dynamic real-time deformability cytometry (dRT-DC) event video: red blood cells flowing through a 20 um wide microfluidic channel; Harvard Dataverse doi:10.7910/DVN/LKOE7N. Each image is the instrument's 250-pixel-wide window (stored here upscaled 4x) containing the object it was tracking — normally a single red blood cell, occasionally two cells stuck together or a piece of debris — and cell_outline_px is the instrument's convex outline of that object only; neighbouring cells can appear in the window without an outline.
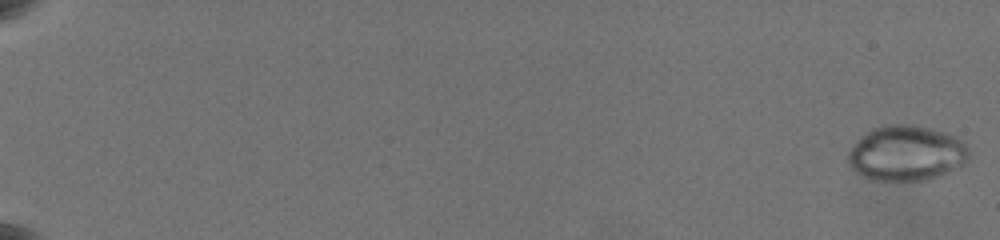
{"species": "common noctule bat (a hibernating species)", "species_latin": "Nyctalus noctula", "temperature_condition": "warm", "stored_images_in_passage": 25, "camera_frame_rate_fps": 3000, "um_per_image_px": 0.085, "animal": {"sex": "female", "body_mass_g": 19.5, "forearm_length_mm": 54.1}, "frame": {"image": 1, "passage_image": 1, "time_ms": 0.0, "image_size_px": [1000, 240], "cell_outline_px": [[968, 156], [964, 164], [936, 176], [924, 180], [868, 180], [852, 172], [848, 168], [848, 152], [856, 140], [860, 136], [872, 128], [888, 124], [912, 124], [944, 132], [956, 136], [968, 148]], "centroid_in_image_um": [76.95, 13.02], "position_along_channel_um": 8.0, "area_um2": 39.07}}
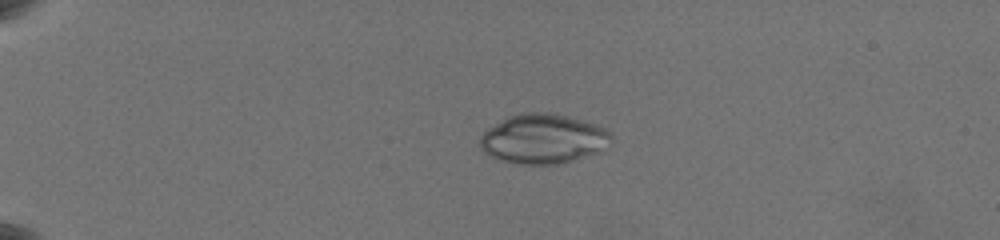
{"frame": {"image": 2, "passage_image": 19, "time_ms": 5.333, "image_size_px": [1000, 240], "cell_outline_px": [[612, 148], [604, 152], [556, 164], [520, 164], [500, 160], [484, 152], [480, 148], [480, 136], [488, 128], [508, 116], [520, 112], [556, 112], [584, 120], [608, 128], [612, 132]], "centroid_in_image_um": [46.27, 11.78], "position_along_channel_um": 38.7, "area_um2": 38.9}}